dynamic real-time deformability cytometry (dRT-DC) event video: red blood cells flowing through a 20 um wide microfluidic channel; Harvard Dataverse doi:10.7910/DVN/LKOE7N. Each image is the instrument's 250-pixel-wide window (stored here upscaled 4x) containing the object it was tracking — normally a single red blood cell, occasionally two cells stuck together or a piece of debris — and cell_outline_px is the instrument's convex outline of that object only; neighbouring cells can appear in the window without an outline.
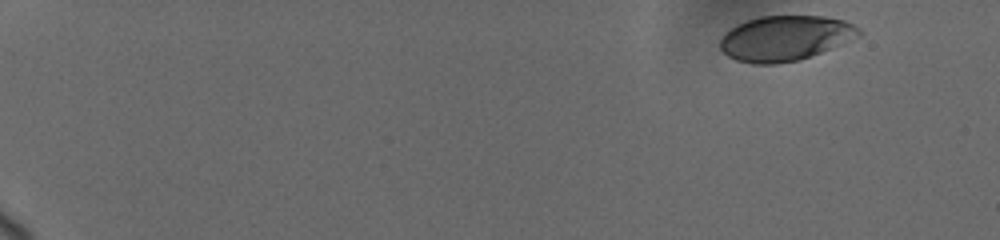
{"species": "human", "species_latin": "Homo sapiens", "temperature_condition": "cold", "stored_images_in_passage": 8, "camera_frame_rate_fps": 3000, "um_per_image_px": 0.085, "donor": {"sex": "female"}, "frame": {"image": 1, "passage_image": 1, "time_ms": 0.0, "image_size_px": [1000, 240], "cell_outline_px": [[864, 32], [860, 36], [800, 60], [776, 64], [752, 64], [736, 60], [728, 56], [720, 48], [720, 40], [732, 28], [748, 20], [760, 16], [824, 16], [844, 20], [860, 28]], "centroid_in_image_um": [66.77, 3.25], "position_along_channel_um": 18.2, "area_um2": 36.24}}
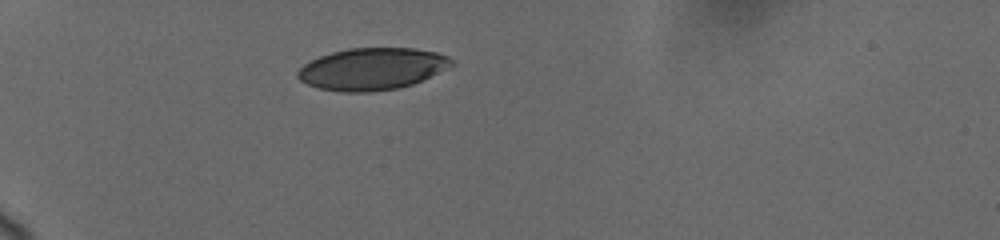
{"frame": {"image": 2, "passage_image": 6, "time_ms": 4.667, "image_size_px": [1000, 240], "cell_outline_px": [[456, 64], [412, 84], [396, 88], [368, 92], [340, 92], [320, 88], [308, 84], [300, 80], [296, 76], [296, 72], [304, 64], [320, 56], [332, 52], [348, 48], [416, 48], [436, 52], [448, 56]], "centroid_in_image_um": [31.62, 5.85], "position_along_channel_um": 53.4, "area_um2": 37.45}}